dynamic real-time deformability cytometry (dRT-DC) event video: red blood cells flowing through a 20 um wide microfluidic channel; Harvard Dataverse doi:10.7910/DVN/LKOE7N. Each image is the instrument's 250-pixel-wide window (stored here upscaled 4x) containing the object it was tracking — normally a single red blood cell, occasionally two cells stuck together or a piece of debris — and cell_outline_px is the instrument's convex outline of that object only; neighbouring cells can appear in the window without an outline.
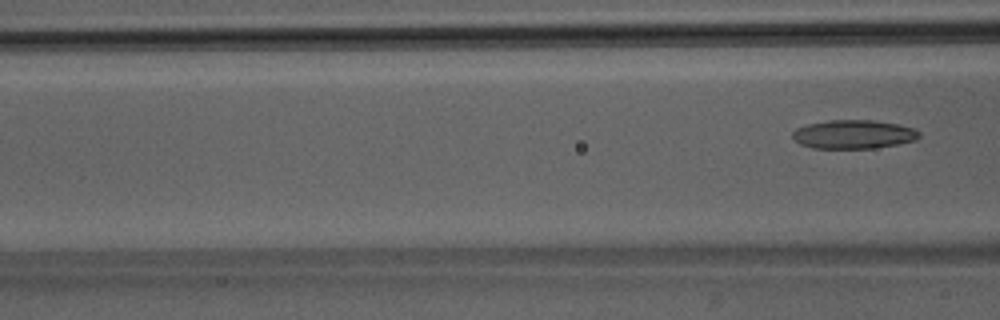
{"species": "Egyptian fruit bat (a non-hibernating species)", "species_latin": "Rousettus aegyptiacus", "temperature_condition": "room temperature", "stored_images_in_passage": 6, "camera_frame_rate_fps": 3000, "um_per_image_px": 0.085, "animal": {"sex": "male"}, "frame": {"image": 1, "passage_image": 6, "time_ms": 6.667, "image_size_px": [1000, 320], "cell_outline_px": [[920, 136], [916, 140], [896, 144], [872, 148], [812, 148], [800, 144], [792, 136], [792, 132], [796, 128], [808, 124], [828, 120], [872, 120], [896, 124], [912, 128], [920, 132]], "centroid_in_image_um": [72.53, 11.41], "position_along_channel_um": 94.1, "area_um2": 21.04}}